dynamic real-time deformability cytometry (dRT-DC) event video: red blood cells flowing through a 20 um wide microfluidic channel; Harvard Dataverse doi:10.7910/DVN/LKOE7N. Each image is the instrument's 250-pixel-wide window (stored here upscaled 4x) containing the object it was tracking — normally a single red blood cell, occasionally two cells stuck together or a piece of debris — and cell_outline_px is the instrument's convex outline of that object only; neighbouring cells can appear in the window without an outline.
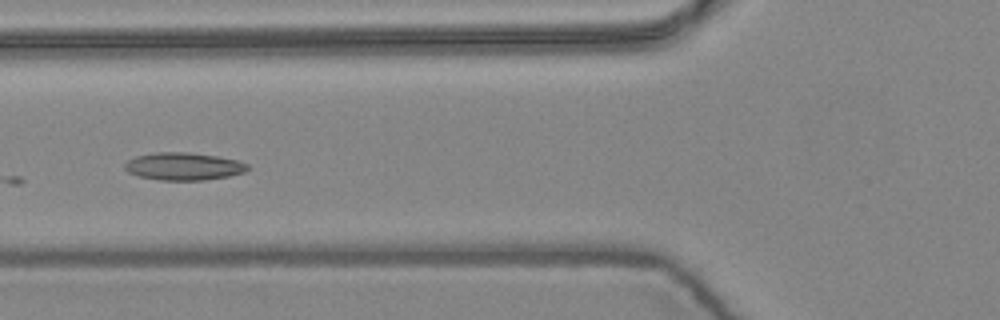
{"species": "common noctule bat (a hibernating species)", "species_latin": "Nyctalus noctula", "temperature_condition": "warm", "stored_images_in_passage": 7, "camera_frame_rate_fps": 3000, "um_per_image_px": 0.085, "animal": {"sex": "female", "body_mass_g": 24.6, "forearm_length_mm": 56.2}, "frame": {"image": 1, "passage_image": 7, "time_ms": 2.0, "image_size_px": [1000, 320], "cell_outline_px": [[248, 168], [244, 172], [228, 176], [204, 180], [160, 180], [140, 176], [128, 172], [124, 168], [124, 164], [128, 160], [136, 156], [156, 152], [188, 152], [216, 156], [236, 160], [248, 164]], "centroid_in_image_um": [15.58, 14.14], "position_along_channel_um": 110.2, "area_um2": 19.59}}